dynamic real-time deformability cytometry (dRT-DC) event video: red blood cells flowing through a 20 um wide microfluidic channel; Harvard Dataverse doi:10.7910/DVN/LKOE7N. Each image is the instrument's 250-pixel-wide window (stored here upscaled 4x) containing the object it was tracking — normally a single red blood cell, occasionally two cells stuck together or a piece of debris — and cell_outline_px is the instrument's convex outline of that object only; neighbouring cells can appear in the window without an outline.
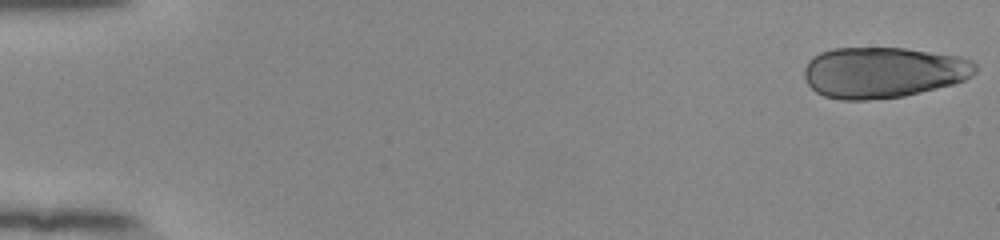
{"species": "human", "species_latin": "Homo sapiens", "temperature_condition": "room temperature", "stored_images_in_passage": 20, "camera_frame_rate_fps": 3000, "um_per_image_px": 0.085, "donor": {"sex": "female"}, "frame": {"image": 1, "passage_image": 1, "time_ms": 0.0, "image_size_px": [1000, 240], "cell_outline_px": [[976, 72], [972, 76], [964, 80], [952, 84], [904, 96], [868, 100], [840, 100], [824, 96], [816, 92], [808, 84], [804, 76], [804, 68], [808, 60], [812, 56], [820, 52], [832, 48], [904, 48], [960, 56], [972, 60], [976, 64]], "centroid_in_image_um": [75.05, 6.15], "position_along_channel_um": 10.0, "area_um2": 51.04}}
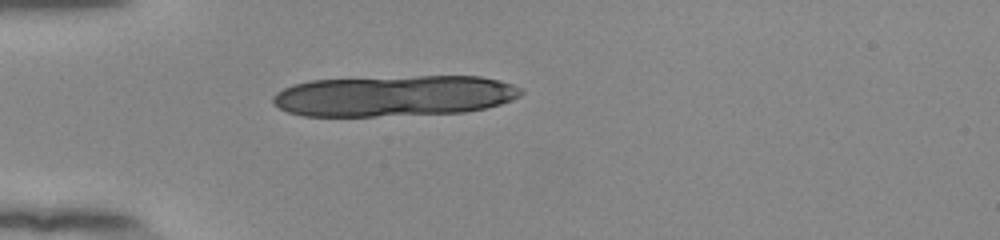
{"frame": {"image": 2, "passage_image": 16, "time_ms": 5.0, "image_size_px": [1000, 240], "cell_outline_px": [[524, 92], [520, 96], [512, 100], [500, 104], [484, 108], [464, 112], [376, 116], [304, 116], [288, 112], [272, 104], [272, 96], [276, 92], [292, 84], [312, 80], [416, 76], [480, 76], [500, 80], [512, 84], [520, 88]], "centroid_in_image_um": [33.49, 8.14], "position_along_channel_um": 51.5, "area_um2": 59.42}}